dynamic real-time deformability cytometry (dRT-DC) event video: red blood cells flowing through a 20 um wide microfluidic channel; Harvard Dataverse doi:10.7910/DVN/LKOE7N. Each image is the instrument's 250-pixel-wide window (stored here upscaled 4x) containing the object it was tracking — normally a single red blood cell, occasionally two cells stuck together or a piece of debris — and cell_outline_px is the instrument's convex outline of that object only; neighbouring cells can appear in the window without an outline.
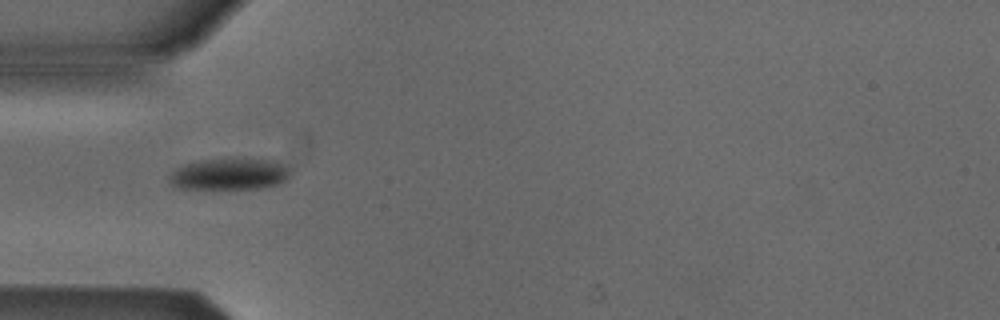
{"species": "Egyptian fruit bat (a non-hibernating species)", "species_latin": "Rousettus aegyptiacus", "temperature_condition": "cold", "stored_images_in_passage": 6, "camera_frame_rate_fps": 3000, "um_per_image_px": 0.085, "animal": {"sex": "male"}, "frame": {"image": 1, "passage_image": 4, "time_ms": 4.333, "image_size_px": [1000, 320], "cell_outline_px": [[288, 176], [284, 180], [276, 184], [260, 188], [180, 188], [172, 184], [168, 180], [172, 172], [176, 168], [184, 164], [200, 160], [224, 156], [244, 156], [276, 160], [288, 168]], "centroid_in_image_um": [19.5, 14.72], "position_along_channel_um": 65.5, "area_um2": 22.83}}
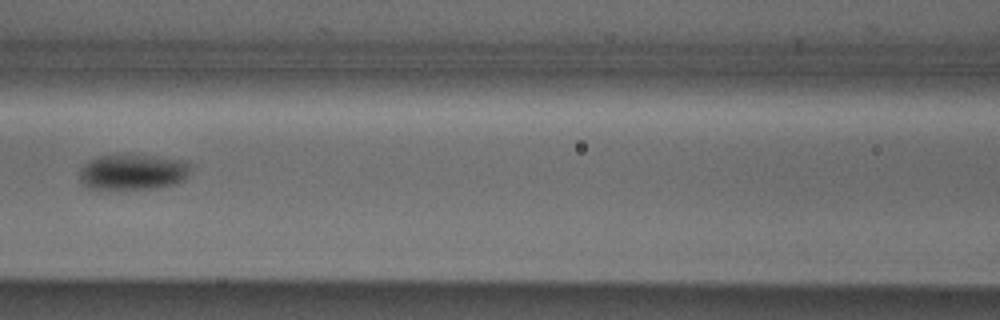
{"frame": {"image": 2, "passage_image": 6, "time_ms": 6.667, "image_size_px": [1000, 320], "cell_outline_px": [[188, 176], [184, 180], [176, 184], [156, 188], [88, 188], [80, 180], [80, 168], [88, 160], [100, 156], [128, 152], [184, 160], [188, 164]], "centroid_in_image_um": [11.28, 14.57], "position_along_channel_um": 155.3, "area_um2": 23.41}}